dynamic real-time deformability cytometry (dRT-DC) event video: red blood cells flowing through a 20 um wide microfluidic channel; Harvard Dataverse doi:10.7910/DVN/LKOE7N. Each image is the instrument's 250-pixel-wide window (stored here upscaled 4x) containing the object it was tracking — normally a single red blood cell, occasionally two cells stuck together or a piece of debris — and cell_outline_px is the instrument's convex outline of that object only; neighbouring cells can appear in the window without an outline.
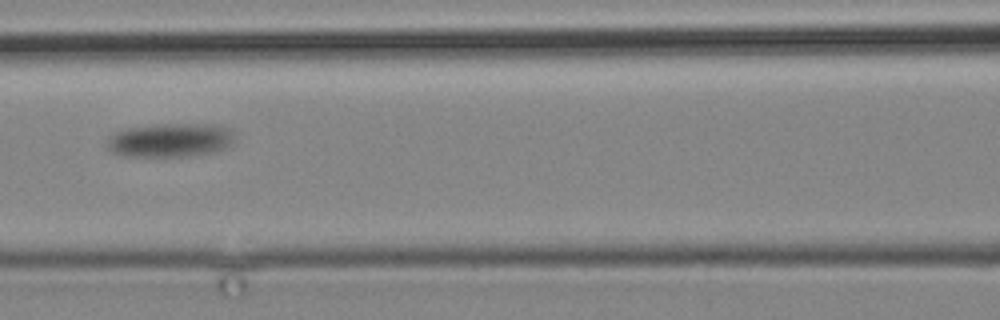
{"species": "common noctule bat (a hibernating species)", "species_latin": "Nyctalus noctula", "temperature_condition": "cold", "stored_images_in_passage": 6, "camera_frame_rate_fps": 3000, "um_per_image_px": 0.085, "animal": {"sex": "male", "body_mass_g": 19.2, "forearm_length_mm": 51.8}, "frame": {"image": 1, "passage_image": 5, "time_ms": 5.667, "image_size_px": [1000, 320], "cell_outline_px": [[232, 140], [228, 148], [216, 152], [188, 156], [124, 156], [112, 152], [108, 148], [108, 136], [112, 132], [124, 128], [160, 124], [220, 124], [232, 128]], "centroid_in_image_um": [14.48, 11.9], "position_along_channel_um": 152.1, "area_um2": 25.55}}